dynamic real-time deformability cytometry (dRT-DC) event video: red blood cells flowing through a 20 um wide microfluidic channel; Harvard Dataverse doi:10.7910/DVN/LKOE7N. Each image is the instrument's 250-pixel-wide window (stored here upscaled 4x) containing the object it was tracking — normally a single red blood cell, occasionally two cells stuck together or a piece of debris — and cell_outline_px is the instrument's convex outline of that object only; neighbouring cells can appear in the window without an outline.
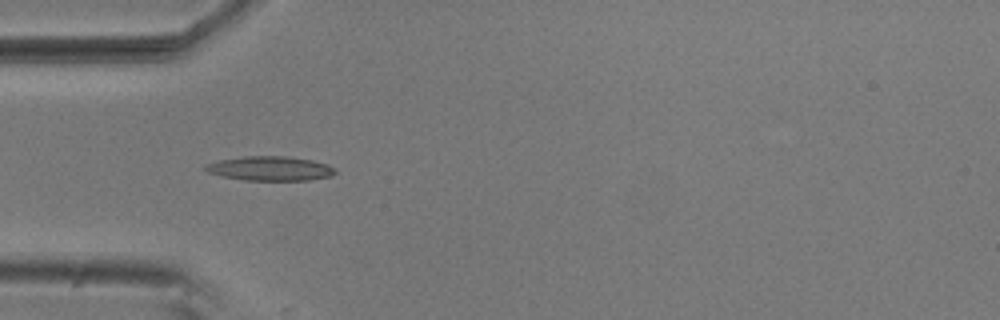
{"species": "common noctule bat (a hibernating species)", "species_latin": "Nyctalus noctula", "temperature_condition": "room temperature", "stored_images_in_passage": 3, "camera_frame_rate_fps": 3000, "um_per_image_px": 0.085, "animal": {"sex": "male", "body_mass_g": 20.5, "forearm_length_mm": 52.5}, "frame": {"image": 1, "passage_image": 2, "time_ms": 0.333, "image_size_px": [1000, 320], "cell_outline_px": [[336, 172], [332, 176], [308, 180], [244, 180], [224, 176], [208, 172], [204, 168], [204, 164], [220, 160], [244, 156], [288, 156], [312, 160], [328, 164]], "centroid_in_image_um": [22.96, 14.31], "position_along_channel_um": 62.0, "area_um2": 18.32}}